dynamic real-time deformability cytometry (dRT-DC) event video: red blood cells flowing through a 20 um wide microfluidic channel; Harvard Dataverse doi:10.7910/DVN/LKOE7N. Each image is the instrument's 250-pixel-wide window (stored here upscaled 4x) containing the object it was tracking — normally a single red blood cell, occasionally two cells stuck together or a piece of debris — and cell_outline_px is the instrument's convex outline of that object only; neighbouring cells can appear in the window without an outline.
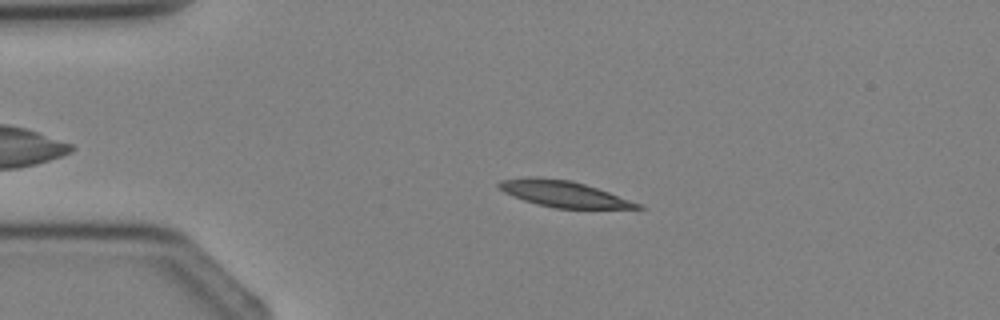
{"species": "Egyptian fruit bat (a non-hibernating species)", "species_latin": "Rousettus aegyptiacus", "temperature_condition": "cold", "stored_images_in_passage": 4, "camera_frame_rate_fps": 3000, "um_per_image_px": 0.085, "animal": {"sex": "female"}, "frame": {"image": 1, "passage_image": 3, "time_ms": 2.333, "image_size_px": [1000, 320], "cell_outline_px": [[644, 208], [556, 208], [536, 204], [524, 200], [504, 192], [496, 184], [500, 180], [528, 176], [536, 176], [572, 180], [608, 192], [640, 204]], "centroid_in_image_um": [47.82, 16.45], "position_along_channel_um": 37.2, "area_um2": 20.87}}
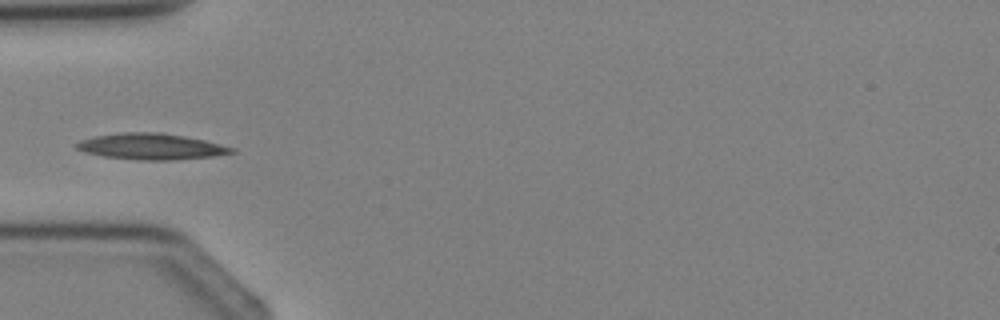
{"frame": {"image": 2, "passage_image": 4, "time_ms": 3.667, "image_size_px": [1000, 320], "cell_outline_px": [[236, 152], [212, 156], [172, 160], [140, 160], [104, 156], [84, 152], [76, 148], [72, 144], [80, 140], [96, 136], [120, 132], [160, 132], [184, 136], [204, 140], [236, 148]], "centroid_in_image_um": [12.82, 12.45], "position_along_channel_um": 72.2, "area_um2": 23.58}}